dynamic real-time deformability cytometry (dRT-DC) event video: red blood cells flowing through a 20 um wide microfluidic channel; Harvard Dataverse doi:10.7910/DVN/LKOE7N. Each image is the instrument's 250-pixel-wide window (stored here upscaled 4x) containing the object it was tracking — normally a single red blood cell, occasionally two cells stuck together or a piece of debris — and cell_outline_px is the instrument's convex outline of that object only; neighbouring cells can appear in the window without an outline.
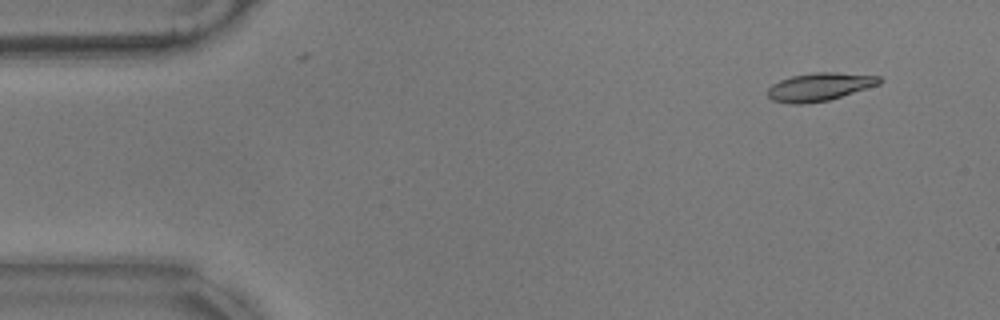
{"species": "common noctule bat (a hibernating species)", "species_latin": "Nyctalus noctula", "temperature_condition": "warm", "stored_images_in_passage": 26, "camera_frame_rate_fps": 3000, "um_per_image_px": 0.085, "animal": {"sex": "male", "body_mass_g": 17.9}, "frame": {"image": 1, "passage_image": 5, "time_ms": 1.333, "image_size_px": [1000, 320], "cell_outline_px": [[884, 80], [880, 84], [828, 100], [804, 104], [792, 104], [772, 100], [768, 96], [768, 88], [772, 84], [780, 80], [792, 76], [812, 72], [836, 72], [880, 76]], "centroid_in_image_um": [69.67, 7.37], "position_along_channel_um": 15.3, "area_um2": 18.26}}
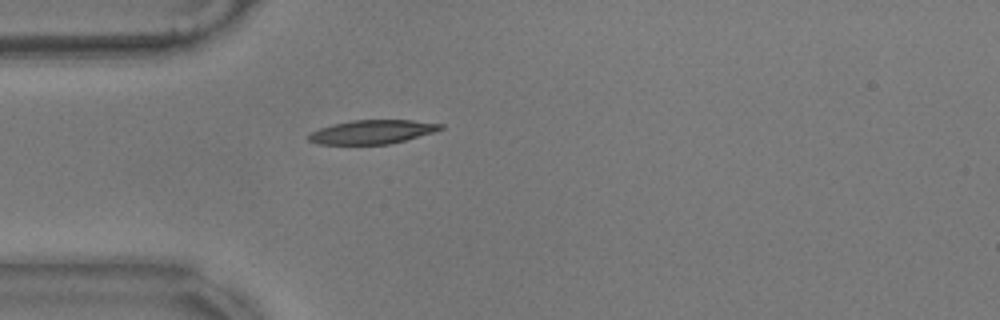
{"frame": {"image": 2, "passage_image": 16, "time_ms": 5.0, "image_size_px": [1000, 320], "cell_outline_px": [[444, 128], [436, 132], [388, 144], [316, 144], [308, 140], [308, 132], [332, 124], [352, 120], [412, 120], [444, 124]], "centroid_in_image_um": [31.63, 11.21], "position_along_channel_um": 53.4, "area_um2": 18.44}}
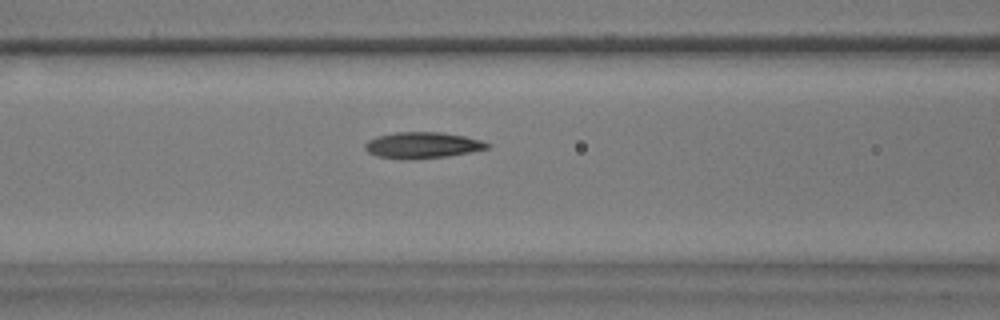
{"frame": {"image": 3, "passage_image": 23, "time_ms": 7.333, "image_size_px": [1000, 320], "cell_outline_px": [[492, 144], [488, 148], [448, 156], [412, 160], [400, 160], [376, 156], [368, 152], [364, 148], [364, 144], [368, 140], [376, 136], [396, 132], [440, 132], [464, 136], [480, 140]], "centroid_in_image_um": [35.85, 12.35], "position_along_channel_um": 130.8, "area_um2": 18.84}}